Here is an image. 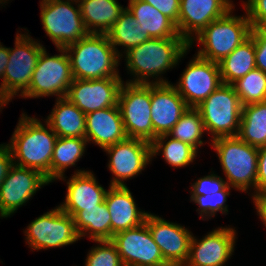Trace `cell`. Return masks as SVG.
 <instances>
[{"label": "cell", "mask_w": 266, "mask_h": 266, "mask_svg": "<svg viewBox=\"0 0 266 266\" xmlns=\"http://www.w3.org/2000/svg\"><path fill=\"white\" fill-rule=\"evenodd\" d=\"M189 44L182 37L150 38L126 52V65L136 77L127 83L161 84L168 81L159 77L150 82L148 77L161 76L166 70L176 66L186 54Z\"/></svg>", "instance_id": "6da1fadb"}, {"label": "cell", "mask_w": 266, "mask_h": 266, "mask_svg": "<svg viewBox=\"0 0 266 266\" xmlns=\"http://www.w3.org/2000/svg\"><path fill=\"white\" fill-rule=\"evenodd\" d=\"M45 123L47 128L40 120L23 113L7 145L14 165L40 171L50 182V163L57 135Z\"/></svg>", "instance_id": "7a4b0ae2"}, {"label": "cell", "mask_w": 266, "mask_h": 266, "mask_svg": "<svg viewBox=\"0 0 266 266\" xmlns=\"http://www.w3.org/2000/svg\"><path fill=\"white\" fill-rule=\"evenodd\" d=\"M65 49L73 79L121 78L115 69L120 56L106 34L89 33Z\"/></svg>", "instance_id": "3957f363"}, {"label": "cell", "mask_w": 266, "mask_h": 266, "mask_svg": "<svg viewBox=\"0 0 266 266\" xmlns=\"http://www.w3.org/2000/svg\"><path fill=\"white\" fill-rule=\"evenodd\" d=\"M227 185L240 191H247L251 186L256 191L258 148L245 143L238 136L219 137L212 140Z\"/></svg>", "instance_id": "277c9868"}, {"label": "cell", "mask_w": 266, "mask_h": 266, "mask_svg": "<svg viewBox=\"0 0 266 266\" xmlns=\"http://www.w3.org/2000/svg\"><path fill=\"white\" fill-rule=\"evenodd\" d=\"M230 9L224 16L212 21L196 39L203 48L197 55L219 63L250 37L251 23L248 16H233Z\"/></svg>", "instance_id": "5b68a950"}, {"label": "cell", "mask_w": 266, "mask_h": 266, "mask_svg": "<svg viewBox=\"0 0 266 266\" xmlns=\"http://www.w3.org/2000/svg\"><path fill=\"white\" fill-rule=\"evenodd\" d=\"M29 36L17 34L15 48H9V61L0 85V109L18 92L21 91L22 96L30 86L33 71L44 46Z\"/></svg>", "instance_id": "8992f818"}, {"label": "cell", "mask_w": 266, "mask_h": 266, "mask_svg": "<svg viewBox=\"0 0 266 266\" xmlns=\"http://www.w3.org/2000/svg\"><path fill=\"white\" fill-rule=\"evenodd\" d=\"M195 108L200 112L205 131L212 133V140L237 136L242 104L233 85L222 84Z\"/></svg>", "instance_id": "52a82bcc"}, {"label": "cell", "mask_w": 266, "mask_h": 266, "mask_svg": "<svg viewBox=\"0 0 266 266\" xmlns=\"http://www.w3.org/2000/svg\"><path fill=\"white\" fill-rule=\"evenodd\" d=\"M73 1L78 3V0L40 2L43 28L56 48H66L89 34L81 17L79 3L76 9L71 4Z\"/></svg>", "instance_id": "ba28073f"}, {"label": "cell", "mask_w": 266, "mask_h": 266, "mask_svg": "<svg viewBox=\"0 0 266 266\" xmlns=\"http://www.w3.org/2000/svg\"><path fill=\"white\" fill-rule=\"evenodd\" d=\"M57 49L61 54L54 56H49L45 47L42 49L30 86L22 97L37 98L57 95V98H63L67 96L73 82L71 62L65 48Z\"/></svg>", "instance_id": "9c48e42d"}, {"label": "cell", "mask_w": 266, "mask_h": 266, "mask_svg": "<svg viewBox=\"0 0 266 266\" xmlns=\"http://www.w3.org/2000/svg\"><path fill=\"white\" fill-rule=\"evenodd\" d=\"M118 107L128 138L153 141L151 84L123 83Z\"/></svg>", "instance_id": "30bf717a"}, {"label": "cell", "mask_w": 266, "mask_h": 266, "mask_svg": "<svg viewBox=\"0 0 266 266\" xmlns=\"http://www.w3.org/2000/svg\"><path fill=\"white\" fill-rule=\"evenodd\" d=\"M25 233L33 250L63 247L80 239L73 217L59 206L32 221Z\"/></svg>", "instance_id": "8fae6325"}, {"label": "cell", "mask_w": 266, "mask_h": 266, "mask_svg": "<svg viewBox=\"0 0 266 266\" xmlns=\"http://www.w3.org/2000/svg\"><path fill=\"white\" fill-rule=\"evenodd\" d=\"M111 242L124 266H170L154 242L146 222L116 233Z\"/></svg>", "instance_id": "7c38bea8"}, {"label": "cell", "mask_w": 266, "mask_h": 266, "mask_svg": "<svg viewBox=\"0 0 266 266\" xmlns=\"http://www.w3.org/2000/svg\"><path fill=\"white\" fill-rule=\"evenodd\" d=\"M195 56L174 85L187 105L194 108L223 84L218 63Z\"/></svg>", "instance_id": "4fadbf2b"}, {"label": "cell", "mask_w": 266, "mask_h": 266, "mask_svg": "<svg viewBox=\"0 0 266 266\" xmlns=\"http://www.w3.org/2000/svg\"><path fill=\"white\" fill-rule=\"evenodd\" d=\"M122 85L121 78L73 79L66 98L88 114L118 105Z\"/></svg>", "instance_id": "5bb4252c"}, {"label": "cell", "mask_w": 266, "mask_h": 266, "mask_svg": "<svg viewBox=\"0 0 266 266\" xmlns=\"http://www.w3.org/2000/svg\"><path fill=\"white\" fill-rule=\"evenodd\" d=\"M110 155L109 170L115 175L110 186H126L123 180L141 173L151 161V143L127 138L104 149Z\"/></svg>", "instance_id": "9a60e30c"}, {"label": "cell", "mask_w": 266, "mask_h": 266, "mask_svg": "<svg viewBox=\"0 0 266 266\" xmlns=\"http://www.w3.org/2000/svg\"><path fill=\"white\" fill-rule=\"evenodd\" d=\"M48 183L40 171L13 165L0 186V217L13 214Z\"/></svg>", "instance_id": "2e32d148"}, {"label": "cell", "mask_w": 266, "mask_h": 266, "mask_svg": "<svg viewBox=\"0 0 266 266\" xmlns=\"http://www.w3.org/2000/svg\"><path fill=\"white\" fill-rule=\"evenodd\" d=\"M145 222L164 260L170 266H184L189 256L192 233L177 223H171L150 213L147 214Z\"/></svg>", "instance_id": "e0dca14e"}, {"label": "cell", "mask_w": 266, "mask_h": 266, "mask_svg": "<svg viewBox=\"0 0 266 266\" xmlns=\"http://www.w3.org/2000/svg\"><path fill=\"white\" fill-rule=\"evenodd\" d=\"M233 7L226 0H180L179 35L189 44L212 21L224 16ZM193 37V38H192Z\"/></svg>", "instance_id": "ac0fdd59"}, {"label": "cell", "mask_w": 266, "mask_h": 266, "mask_svg": "<svg viewBox=\"0 0 266 266\" xmlns=\"http://www.w3.org/2000/svg\"><path fill=\"white\" fill-rule=\"evenodd\" d=\"M235 230L218 228L203 239L192 236L189 256L184 266H223L234 251Z\"/></svg>", "instance_id": "d6986e66"}, {"label": "cell", "mask_w": 266, "mask_h": 266, "mask_svg": "<svg viewBox=\"0 0 266 266\" xmlns=\"http://www.w3.org/2000/svg\"><path fill=\"white\" fill-rule=\"evenodd\" d=\"M188 108L173 84H151L153 140L167 135Z\"/></svg>", "instance_id": "ffe728a7"}, {"label": "cell", "mask_w": 266, "mask_h": 266, "mask_svg": "<svg viewBox=\"0 0 266 266\" xmlns=\"http://www.w3.org/2000/svg\"><path fill=\"white\" fill-rule=\"evenodd\" d=\"M64 204L59 207L72 217L85 208L97 207L105 201L107 191L98 184L92 172L78 170L67 182Z\"/></svg>", "instance_id": "44dd1931"}, {"label": "cell", "mask_w": 266, "mask_h": 266, "mask_svg": "<svg viewBox=\"0 0 266 266\" xmlns=\"http://www.w3.org/2000/svg\"><path fill=\"white\" fill-rule=\"evenodd\" d=\"M85 138L102 149L127 139L118 105L86 114Z\"/></svg>", "instance_id": "7402d4cb"}, {"label": "cell", "mask_w": 266, "mask_h": 266, "mask_svg": "<svg viewBox=\"0 0 266 266\" xmlns=\"http://www.w3.org/2000/svg\"><path fill=\"white\" fill-rule=\"evenodd\" d=\"M105 203L111 215V239L118 232L137 227L145 222L147 212L138 210L127 186H109Z\"/></svg>", "instance_id": "603a6c76"}, {"label": "cell", "mask_w": 266, "mask_h": 266, "mask_svg": "<svg viewBox=\"0 0 266 266\" xmlns=\"http://www.w3.org/2000/svg\"><path fill=\"white\" fill-rule=\"evenodd\" d=\"M56 102L46 122L57 137L85 138L86 114L66 97Z\"/></svg>", "instance_id": "cb8c5ba5"}, {"label": "cell", "mask_w": 266, "mask_h": 266, "mask_svg": "<svg viewBox=\"0 0 266 266\" xmlns=\"http://www.w3.org/2000/svg\"><path fill=\"white\" fill-rule=\"evenodd\" d=\"M78 2H81L79 4L81 17L89 33L106 34L125 9L117 0H78Z\"/></svg>", "instance_id": "d4e9b609"}, {"label": "cell", "mask_w": 266, "mask_h": 266, "mask_svg": "<svg viewBox=\"0 0 266 266\" xmlns=\"http://www.w3.org/2000/svg\"><path fill=\"white\" fill-rule=\"evenodd\" d=\"M126 8L150 38L181 37L176 24L149 3L129 0V6Z\"/></svg>", "instance_id": "484cf974"}, {"label": "cell", "mask_w": 266, "mask_h": 266, "mask_svg": "<svg viewBox=\"0 0 266 266\" xmlns=\"http://www.w3.org/2000/svg\"><path fill=\"white\" fill-rule=\"evenodd\" d=\"M79 238L86 236L94 241L111 240V215L105 201L97 207L85 208L73 216Z\"/></svg>", "instance_id": "4316f807"}, {"label": "cell", "mask_w": 266, "mask_h": 266, "mask_svg": "<svg viewBox=\"0 0 266 266\" xmlns=\"http://www.w3.org/2000/svg\"><path fill=\"white\" fill-rule=\"evenodd\" d=\"M218 65L222 83L230 85L255 69L256 60L253 38L250 36L231 54L223 58Z\"/></svg>", "instance_id": "83f0119b"}, {"label": "cell", "mask_w": 266, "mask_h": 266, "mask_svg": "<svg viewBox=\"0 0 266 266\" xmlns=\"http://www.w3.org/2000/svg\"><path fill=\"white\" fill-rule=\"evenodd\" d=\"M237 136L253 147L266 146V101L242 106Z\"/></svg>", "instance_id": "f1b7e54d"}, {"label": "cell", "mask_w": 266, "mask_h": 266, "mask_svg": "<svg viewBox=\"0 0 266 266\" xmlns=\"http://www.w3.org/2000/svg\"><path fill=\"white\" fill-rule=\"evenodd\" d=\"M87 143L86 138L57 137L50 163V182L64 180V172L82 157Z\"/></svg>", "instance_id": "f546056e"}, {"label": "cell", "mask_w": 266, "mask_h": 266, "mask_svg": "<svg viewBox=\"0 0 266 266\" xmlns=\"http://www.w3.org/2000/svg\"><path fill=\"white\" fill-rule=\"evenodd\" d=\"M106 35L115 48V51L121 57L122 55L116 48L117 45L125 47V51L128 52L131 48L150 39L149 34H145L141 25L126 7Z\"/></svg>", "instance_id": "4dcf8cb0"}, {"label": "cell", "mask_w": 266, "mask_h": 266, "mask_svg": "<svg viewBox=\"0 0 266 266\" xmlns=\"http://www.w3.org/2000/svg\"><path fill=\"white\" fill-rule=\"evenodd\" d=\"M168 137V135H161L151 142L152 157L162 150L163 158L173 167H184L193 162L197 155V149L180 140L173 138L168 140ZM165 139L168 142H165Z\"/></svg>", "instance_id": "1f68e13d"}, {"label": "cell", "mask_w": 266, "mask_h": 266, "mask_svg": "<svg viewBox=\"0 0 266 266\" xmlns=\"http://www.w3.org/2000/svg\"><path fill=\"white\" fill-rule=\"evenodd\" d=\"M204 131L200 112L194 107H189L167 135L198 149V146L203 145L201 138Z\"/></svg>", "instance_id": "d6a6232c"}, {"label": "cell", "mask_w": 266, "mask_h": 266, "mask_svg": "<svg viewBox=\"0 0 266 266\" xmlns=\"http://www.w3.org/2000/svg\"><path fill=\"white\" fill-rule=\"evenodd\" d=\"M242 106L266 101V74L258 68L234 82Z\"/></svg>", "instance_id": "836d02e7"}, {"label": "cell", "mask_w": 266, "mask_h": 266, "mask_svg": "<svg viewBox=\"0 0 266 266\" xmlns=\"http://www.w3.org/2000/svg\"><path fill=\"white\" fill-rule=\"evenodd\" d=\"M99 245L87 254L85 266H124L111 240L95 241Z\"/></svg>", "instance_id": "e575fe53"}, {"label": "cell", "mask_w": 266, "mask_h": 266, "mask_svg": "<svg viewBox=\"0 0 266 266\" xmlns=\"http://www.w3.org/2000/svg\"><path fill=\"white\" fill-rule=\"evenodd\" d=\"M230 186L227 185L222 191L216 192L212 195L191 196V200L199 205L200 217L203 219L205 216H214L216 212L220 211L222 214L227 213V196L230 195ZM201 209V210H200ZM202 215V216H201ZM204 216V217H203Z\"/></svg>", "instance_id": "d590c367"}, {"label": "cell", "mask_w": 266, "mask_h": 266, "mask_svg": "<svg viewBox=\"0 0 266 266\" xmlns=\"http://www.w3.org/2000/svg\"><path fill=\"white\" fill-rule=\"evenodd\" d=\"M191 186V196H206L222 191L227 186V182L223 180L220 176L211 174L205 176L204 178H199Z\"/></svg>", "instance_id": "8d00e7d4"}, {"label": "cell", "mask_w": 266, "mask_h": 266, "mask_svg": "<svg viewBox=\"0 0 266 266\" xmlns=\"http://www.w3.org/2000/svg\"><path fill=\"white\" fill-rule=\"evenodd\" d=\"M244 8L252 28H259L266 22V0H248Z\"/></svg>", "instance_id": "74e56055"}, {"label": "cell", "mask_w": 266, "mask_h": 266, "mask_svg": "<svg viewBox=\"0 0 266 266\" xmlns=\"http://www.w3.org/2000/svg\"><path fill=\"white\" fill-rule=\"evenodd\" d=\"M250 36L254 40L256 68L266 74V35L259 28H252Z\"/></svg>", "instance_id": "f35d334b"}, {"label": "cell", "mask_w": 266, "mask_h": 266, "mask_svg": "<svg viewBox=\"0 0 266 266\" xmlns=\"http://www.w3.org/2000/svg\"><path fill=\"white\" fill-rule=\"evenodd\" d=\"M155 7L159 12L170 18L177 26L180 0H142Z\"/></svg>", "instance_id": "ab89813d"}, {"label": "cell", "mask_w": 266, "mask_h": 266, "mask_svg": "<svg viewBox=\"0 0 266 266\" xmlns=\"http://www.w3.org/2000/svg\"><path fill=\"white\" fill-rule=\"evenodd\" d=\"M255 193L256 194L253 196L266 193V146L258 148V169Z\"/></svg>", "instance_id": "60d3db41"}, {"label": "cell", "mask_w": 266, "mask_h": 266, "mask_svg": "<svg viewBox=\"0 0 266 266\" xmlns=\"http://www.w3.org/2000/svg\"><path fill=\"white\" fill-rule=\"evenodd\" d=\"M14 165L13 156L8 145H0V186L6 178L10 168Z\"/></svg>", "instance_id": "b9f144b4"}, {"label": "cell", "mask_w": 266, "mask_h": 266, "mask_svg": "<svg viewBox=\"0 0 266 266\" xmlns=\"http://www.w3.org/2000/svg\"><path fill=\"white\" fill-rule=\"evenodd\" d=\"M253 201L256 206L257 212L259 213L260 219L263 220L266 226V193L253 196Z\"/></svg>", "instance_id": "7bdbcfd3"}, {"label": "cell", "mask_w": 266, "mask_h": 266, "mask_svg": "<svg viewBox=\"0 0 266 266\" xmlns=\"http://www.w3.org/2000/svg\"><path fill=\"white\" fill-rule=\"evenodd\" d=\"M9 61V48H6L0 44V78L3 79L6 66Z\"/></svg>", "instance_id": "ee69618b"}, {"label": "cell", "mask_w": 266, "mask_h": 266, "mask_svg": "<svg viewBox=\"0 0 266 266\" xmlns=\"http://www.w3.org/2000/svg\"><path fill=\"white\" fill-rule=\"evenodd\" d=\"M259 29L266 35V22H264Z\"/></svg>", "instance_id": "f6af8a7d"}, {"label": "cell", "mask_w": 266, "mask_h": 266, "mask_svg": "<svg viewBox=\"0 0 266 266\" xmlns=\"http://www.w3.org/2000/svg\"><path fill=\"white\" fill-rule=\"evenodd\" d=\"M232 7H233V4L231 3L230 0H226Z\"/></svg>", "instance_id": "bcb514c9"}]
</instances>
